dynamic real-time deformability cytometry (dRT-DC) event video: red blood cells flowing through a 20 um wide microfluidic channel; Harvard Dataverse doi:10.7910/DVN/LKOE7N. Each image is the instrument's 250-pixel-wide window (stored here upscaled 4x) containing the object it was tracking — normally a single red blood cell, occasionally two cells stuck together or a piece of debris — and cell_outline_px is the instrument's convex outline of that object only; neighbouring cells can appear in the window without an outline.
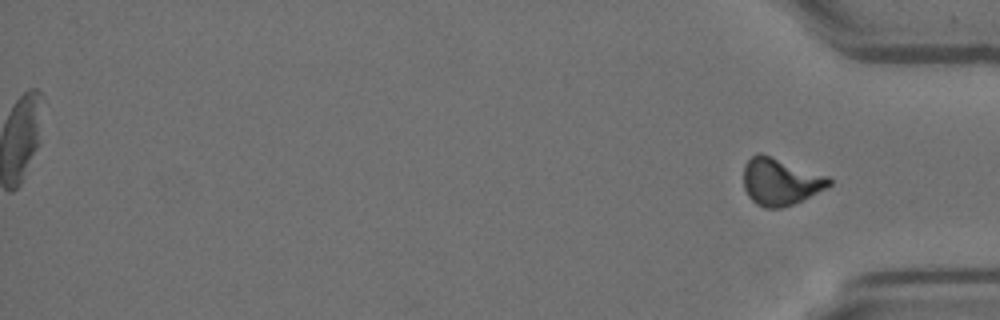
{"species": "Egyptian fruit bat (a non-hibernating species)", "species_latin": "Rousettus aegyptiacus", "temperature_condition": "room temperature", "stored_images_in_passage": 11, "segment_of_instrument_passage": [2, 2], "camera_frame_rate_fps": 3000, "um_per_image_px": 0.085, "animal": {"sex": "female"}, "frame": {"image": 1, "passage_image": 11, "time_ms": 3.333, "image_size_px": [1000, 320], "cell_outline_px": [[832, 184], [792, 204], [780, 208], [764, 208], [756, 204], [748, 196], [744, 188], [744, 164], [756, 152], [760, 152], [828, 176], [832, 180]], "centroid_in_image_um": [66.29, 15.42], "position_along_channel_um": 368.9, "area_um2": 23.18}}